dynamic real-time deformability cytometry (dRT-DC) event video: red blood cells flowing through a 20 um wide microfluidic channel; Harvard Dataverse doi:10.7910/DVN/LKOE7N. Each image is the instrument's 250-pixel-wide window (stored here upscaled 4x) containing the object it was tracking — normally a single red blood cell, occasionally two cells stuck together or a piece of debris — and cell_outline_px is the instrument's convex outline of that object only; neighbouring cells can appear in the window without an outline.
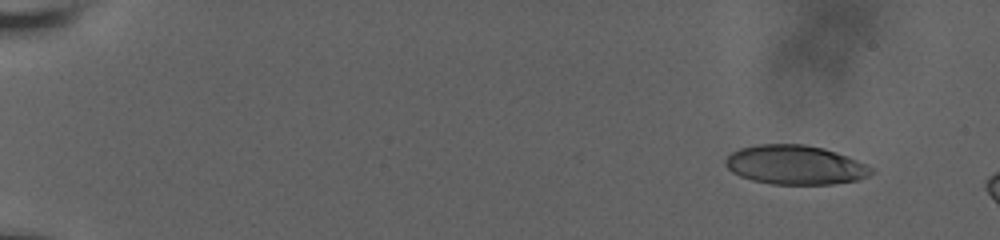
{"species": "human", "species_latin": "Homo sapiens", "temperature_condition": "room temperature", "stored_images_in_passage": 7, "camera_frame_rate_fps": 3000, "um_per_image_px": 0.085, "donor": {"sex": "male"}, "frame": {"image": 1, "passage_image": 1, "time_ms": 0.0, "image_size_px": [1000, 240], "cell_outline_px": [[876, 172], [860, 180], [832, 184], [772, 184], [752, 180], [740, 176], [732, 172], [724, 164], [724, 160], [732, 152], [740, 148], [756, 144], [804, 144], [824, 148], [848, 156], [876, 168]], "centroid_in_image_um": [67.64, 14.02], "position_along_channel_um": 17.4, "area_um2": 33.7}}